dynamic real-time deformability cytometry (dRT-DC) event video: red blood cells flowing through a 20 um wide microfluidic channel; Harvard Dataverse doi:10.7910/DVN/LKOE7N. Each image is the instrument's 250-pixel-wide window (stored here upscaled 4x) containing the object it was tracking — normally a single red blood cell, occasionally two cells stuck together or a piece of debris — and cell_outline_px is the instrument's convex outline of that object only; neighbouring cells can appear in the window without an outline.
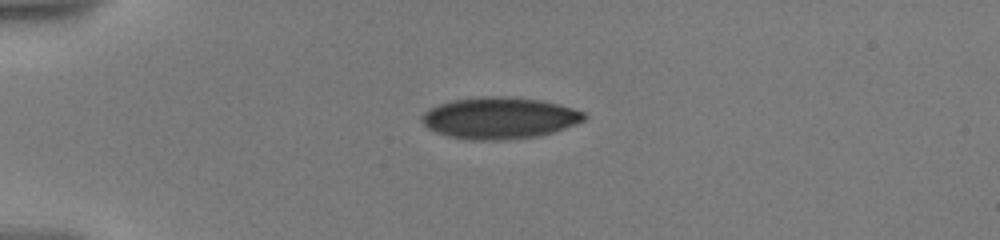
{"species": "human", "species_latin": "Homo sapiens", "temperature_condition": "warm", "stored_images_in_passage": 11, "camera_frame_rate_fps": 3000, "um_per_image_px": 0.085, "donor": {"sex": "male"}, "frame": {"image": 1, "passage_image": 1, "time_ms": 0.0, "image_size_px": [1000, 240], "cell_outline_px": [[588, 116], [584, 120], [564, 128], [552, 132], [536, 136], [496, 140], [472, 140], [448, 136], [436, 132], [428, 128], [420, 120], [420, 116], [428, 108], [452, 100], [484, 96], [500, 96], [544, 100], [572, 108], [584, 112]], "centroid_in_image_um": [42.42, 10.02], "position_along_channel_um": 42.6, "area_um2": 39.19}}
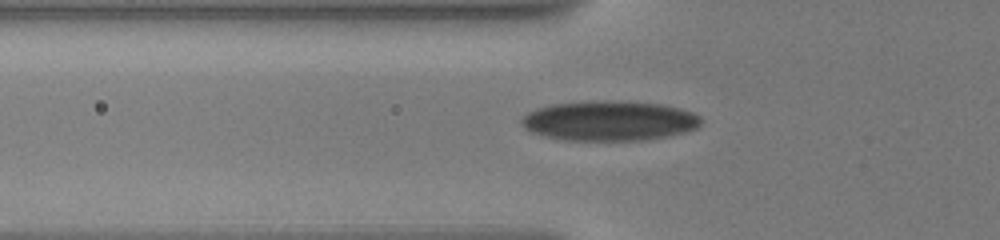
{"frame": {"image": 2, "passage_image": 8, "time_ms": 2.0, "image_size_px": [1000, 240], "cell_outline_px": [[700, 124], [696, 128], [688, 132], [668, 136], [644, 140], [564, 140], [532, 132], [524, 128], [520, 120], [528, 112], [536, 108], [552, 104], [592, 100], [604, 100], [664, 104], [680, 108], [692, 112], [700, 116]], "centroid_in_image_um": [51.81, 10.26], "position_along_channel_um": 74.0, "area_um2": 41.85}}